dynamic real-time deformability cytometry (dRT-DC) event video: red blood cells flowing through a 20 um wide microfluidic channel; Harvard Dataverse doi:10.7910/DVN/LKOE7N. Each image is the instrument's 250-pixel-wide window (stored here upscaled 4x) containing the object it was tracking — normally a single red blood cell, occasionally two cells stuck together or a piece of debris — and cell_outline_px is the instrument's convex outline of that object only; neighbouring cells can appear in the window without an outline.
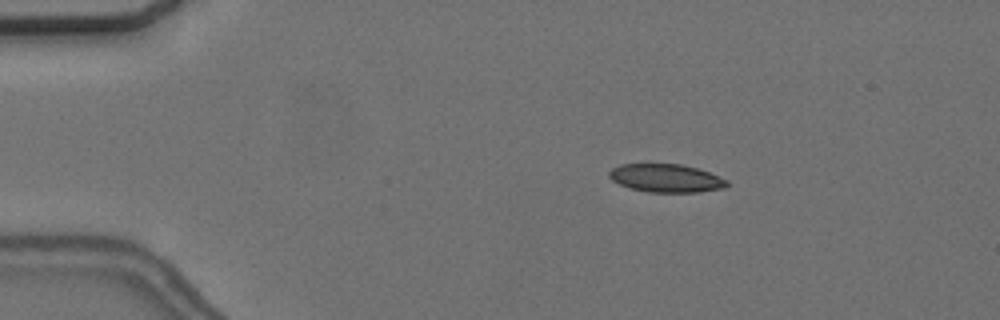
{"species": "common noctule bat (a hibernating species)", "species_latin": "Nyctalus noctula", "temperature_condition": "cold", "stored_images_in_passage": 47, "camera_frame_rate_fps": 3000, "um_per_image_px": 0.085, "animal": {"sex": "female", "body_mass_g": 24.6, "forearm_length_mm": 56.2}, "frame": {"image": 1, "passage_image": 1, "time_ms": 0.0, "image_size_px": [1000, 320], "cell_outline_px": [[728, 184], [724, 188], [700, 192], [648, 192], [632, 188], [620, 184], [612, 180], [608, 176], [608, 172], [612, 168], [620, 164], [680, 164], [696, 168], [708, 172], [728, 180]], "centroid_in_image_um": [56.61, 15.14], "position_along_channel_um": 28.4, "area_um2": 19.25}}
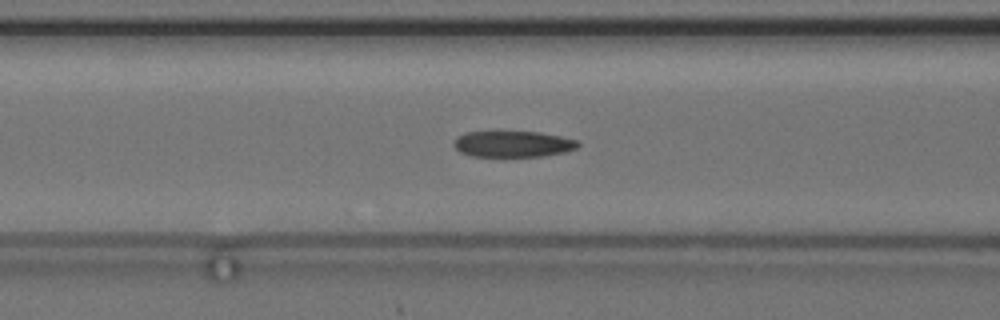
{"frame": {"image": 2, "passage_image": 14, "time_ms": 4.333, "image_size_px": [1000, 320], "cell_outline_px": [[580, 144], [576, 148], [564, 152], [544, 156], [472, 156], [460, 152], [452, 144], [460, 136], [468, 132], [540, 132], [560, 136], [576, 140]], "centroid_in_image_um": [43.62, 12.24], "position_along_channel_um": 123.0, "area_um2": 18.61}}
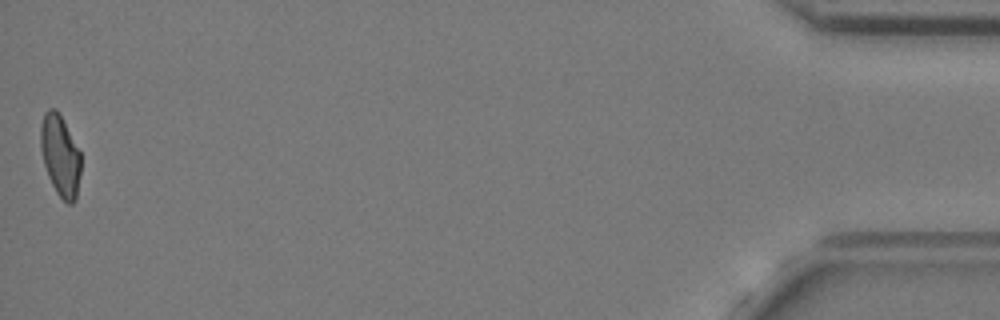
{"frame": {"image": 3, "passage_image": 47, "time_ms": 15.333, "image_size_px": [1000, 320], "cell_outline_px": [[80, 172], [76, 200], [72, 204], [68, 204], [56, 192], [48, 176], [44, 164], [40, 148], [40, 128], [44, 112], [48, 108], [56, 108], [60, 112], [80, 152]], "centroid_in_image_um": [5.11, 13.19], "position_along_channel_um": 430.1, "area_um2": 19.19}, "authors_computed_cell_mechanics": {"area_um2": 20.0566, "velocity_mm_per_s": 3.6526, "shape_relaxation_time_tau1_ms": 3.6618, "shape_relaxation_time_tau2_ms": 2.5207, "deformation_change_tau1": 0.1424, "deformation_change_tau2": 0.1067}}